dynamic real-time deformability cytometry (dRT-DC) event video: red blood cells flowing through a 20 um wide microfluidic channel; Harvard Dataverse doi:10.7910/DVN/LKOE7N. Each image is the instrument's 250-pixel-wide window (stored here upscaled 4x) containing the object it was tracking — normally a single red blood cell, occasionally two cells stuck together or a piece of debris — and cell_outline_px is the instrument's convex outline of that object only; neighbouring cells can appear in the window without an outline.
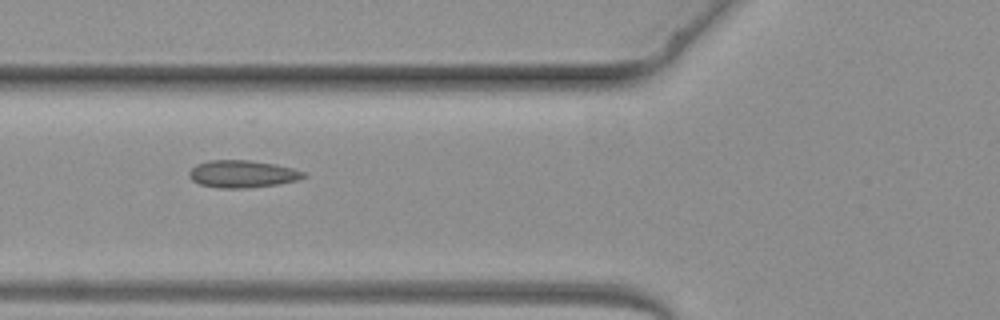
{"species": "common noctule bat (a hibernating species)", "species_latin": "Nyctalus noctula", "temperature_condition": "warm", "stored_images_in_passage": 4, "camera_frame_rate_fps": 3000, "um_per_image_px": 0.085, "animal": {"sex": "female", "body_mass_g": 19.3, "forearm_length_mm": 54.1}, "frame": {"image": 1, "passage_image": 3, "time_ms": 3.333, "image_size_px": [1000, 320], "cell_outline_px": [[308, 176], [296, 180], [276, 184], [244, 188], [220, 188], [200, 184], [192, 180], [188, 176], [188, 172], [196, 164], [208, 160], [248, 160], [276, 164], [308, 172]], "centroid_in_image_um": [20.61, 14.77], "position_along_channel_um": 105.2, "area_um2": 18.26}}
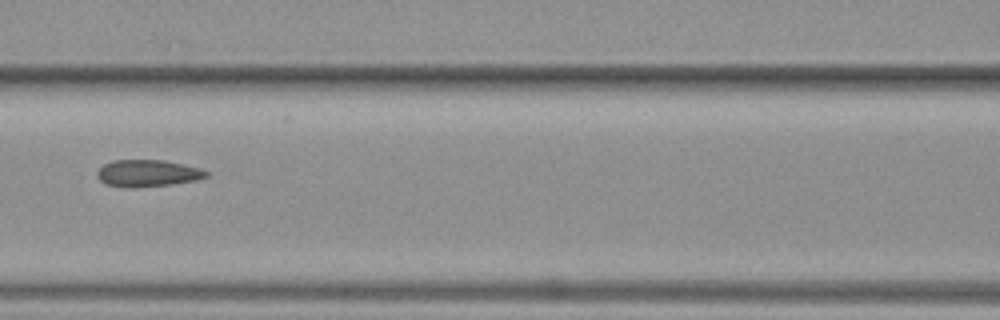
{"frame": {"image": 2, "passage_image": 4, "time_ms": 4.333, "image_size_px": [1000, 320], "cell_outline_px": [[208, 176], [196, 180], [172, 184], [104, 184], [96, 176], [96, 172], [104, 164], [112, 160], [164, 160], [200, 168], [208, 172]], "centroid_in_image_um": [12.58, 14.66], "position_along_channel_um": 154.0, "area_um2": 16.13}}